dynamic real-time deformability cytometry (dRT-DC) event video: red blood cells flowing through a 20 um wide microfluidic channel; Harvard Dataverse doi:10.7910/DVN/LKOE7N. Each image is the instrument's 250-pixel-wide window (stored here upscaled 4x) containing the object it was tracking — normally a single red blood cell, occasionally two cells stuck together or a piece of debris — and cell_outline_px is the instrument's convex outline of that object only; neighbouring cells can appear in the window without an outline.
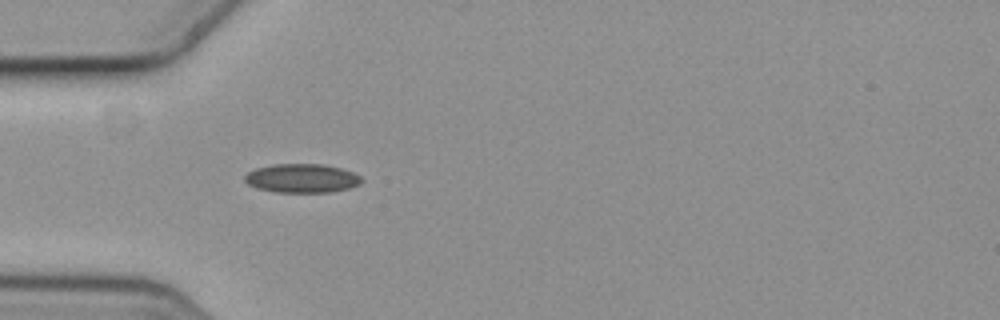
{"species": "common noctule bat (a hibernating species)", "species_latin": "Nyctalus noctula", "temperature_condition": "cold", "stored_images_in_passage": 3, "camera_frame_rate_fps": 3000, "um_per_image_px": 0.085, "animal": {"sex": "female", "body_mass_g": 19.3, "forearm_length_mm": 54.1}, "frame": {"image": 1, "passage_image": 3, "time_ms": 0.667, "image_size_px": [1000, 320], "cell_outline_px": [[364, 180], [360, 184], [348, 188], [328, 192], [276, 192], [256, 188], [248, 184], [244, 180], [244, 176], [248, 172], [256, 168], [272, 164], [324, 164], [340, 168], [352, 172], [360, 176]], "centroid_in_image_um": [25.64, 15.15], "position_along_channel_um": 59.4, "area_um2": 19.65}}